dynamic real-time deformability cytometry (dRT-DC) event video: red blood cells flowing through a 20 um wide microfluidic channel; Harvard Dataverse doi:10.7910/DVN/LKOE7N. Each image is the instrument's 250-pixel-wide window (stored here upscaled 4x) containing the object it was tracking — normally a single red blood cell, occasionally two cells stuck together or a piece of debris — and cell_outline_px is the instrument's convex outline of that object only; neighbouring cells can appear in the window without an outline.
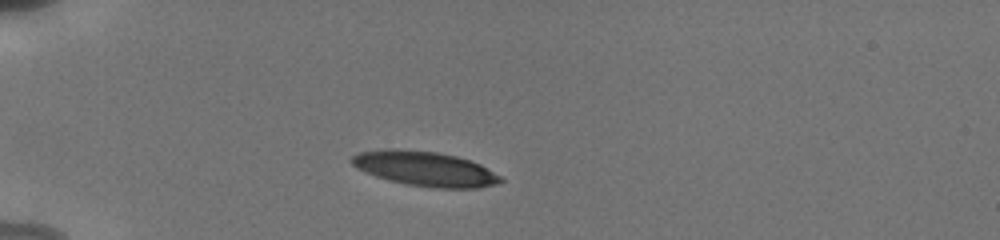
{"species": "human", "species_latin": "Homo sapiens", "temperature_condition": "cold", "stored_images_in_passage": 5, "camera_frame_rate_fps": 3000, "um_per_image_px": 0.085, "donor": {"sex": "male"}, "frame": {"image": 1, "passage_image": 1, "time_ms": 0.0, "image_size_px": [1000, 240], "cell_outline_px": [[504, 180], [496, 184], [476, 188], [436, 188], [408, 184], [376, 176], [356, 168], [348, 160], [352, 156], [360, 152], [388, 148], [396, 148], [436, 152], [456, 156], [480, 164], [500, 176]], "centroid_in_image_um": [36.1, 14.33], "position_along_channel_um": 48.9, "area_um2": 29.88}}
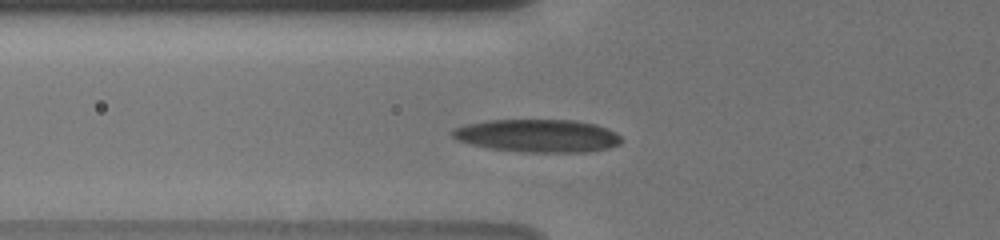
{"frame": {"image": 2, "passage_image": 5, "time_ms": 1.667, "image_size_px": [1000, 240], "cell_outline_px": [[620, 144], [608, 148], [588, 152], [532, 152], [488, 148], [456, 140], [452, 136], [452, 128], [468, 124], [488, 120], [572, 120], [596, 124], [616, 132], [620, 136]], "centroid_in_image_um": [45.7, 11.53], "position_along_channel_um": 80.1, "area_um2": 32.25}}